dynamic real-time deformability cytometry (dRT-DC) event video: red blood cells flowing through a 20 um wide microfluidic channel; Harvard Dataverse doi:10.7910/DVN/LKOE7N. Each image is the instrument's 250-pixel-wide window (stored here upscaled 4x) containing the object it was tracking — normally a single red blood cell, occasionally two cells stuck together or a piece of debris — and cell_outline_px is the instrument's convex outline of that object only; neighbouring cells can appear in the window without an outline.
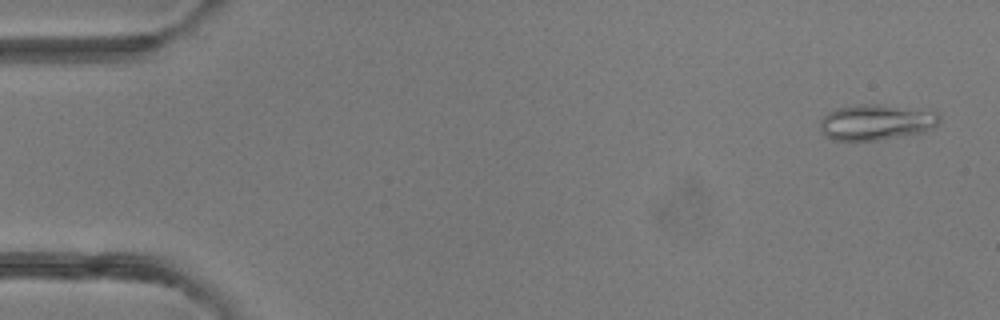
{"species": "common noctule bat (a hibernating species)", "species_latin": "Nyctalus noctula", "temperature_condition": "room temperature", "stored_images_in_passage": 49, "camera_frame_rate_fps": 3000, "um_per_image_px": 0.085, "animal": {"sex": "female"}, "frame": {"image": 1, "passage_image": 2, "time_ms": 0.333, "image_size_px": [1000, 320], "cell_outline_px": [[940, 120], [932, 128], [924, 132], [876, 140], [836, 140], [824, 136], [820, 128], [820, 120], [828, 112], [836, 108], [860, 104], [880, 104], [936, 112], [940, 116]], "centroid_in_image_um": [74.44, 10.38], "position_along_channel_um": 10.6, "area_um2": 24.62}}
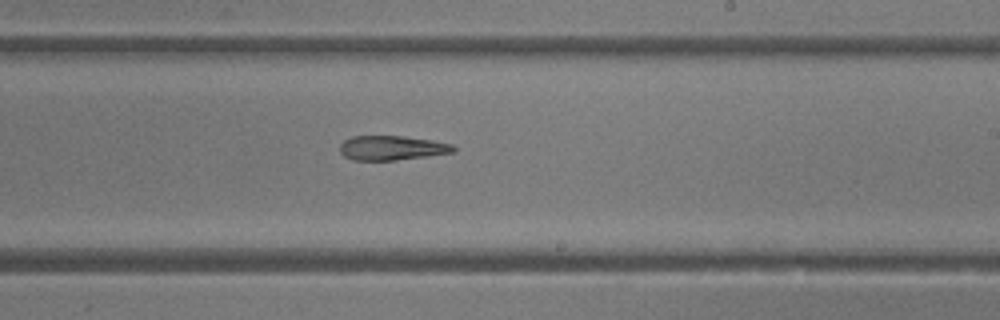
{"frame": {"image": 2, "passage_image": 29, "time_ms": 9.333, "image_size_px": [1000, 320], "cell_outline_px": [[456, 152], [428, 156], [396, 160], [352, 160], [344, 156], [340, 152], [340, 144], [344, 140], [352, 136], [404, 136], [432, 140], [452, 144], [456, 148]], "centroid_in_image_um": [33.32, 12.57], "position_along_channel_um": 255.7, "area_um2": 16.3}}
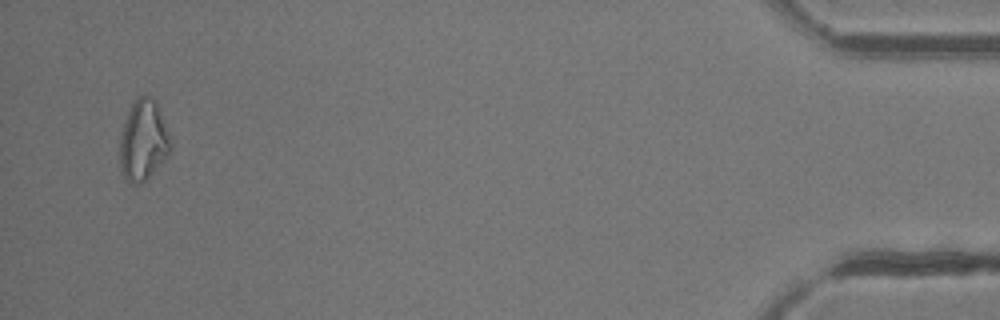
{"frame": {"image": 3, "passage_image": 47, "time_ms": 15.333, "image_size_px": [1000, 320], "cell_outline_px": [[172, 144], [168, 156], [140, 184], [132, 184], [120, 172], [120, 136], [124, 120], [136, 96], [144, 92], [156, 100], [172, 136]], "centroid_in_image_um": [12.2, 11.86], "position_along_channel_um": 423.0, "area_um2": 24.33}}